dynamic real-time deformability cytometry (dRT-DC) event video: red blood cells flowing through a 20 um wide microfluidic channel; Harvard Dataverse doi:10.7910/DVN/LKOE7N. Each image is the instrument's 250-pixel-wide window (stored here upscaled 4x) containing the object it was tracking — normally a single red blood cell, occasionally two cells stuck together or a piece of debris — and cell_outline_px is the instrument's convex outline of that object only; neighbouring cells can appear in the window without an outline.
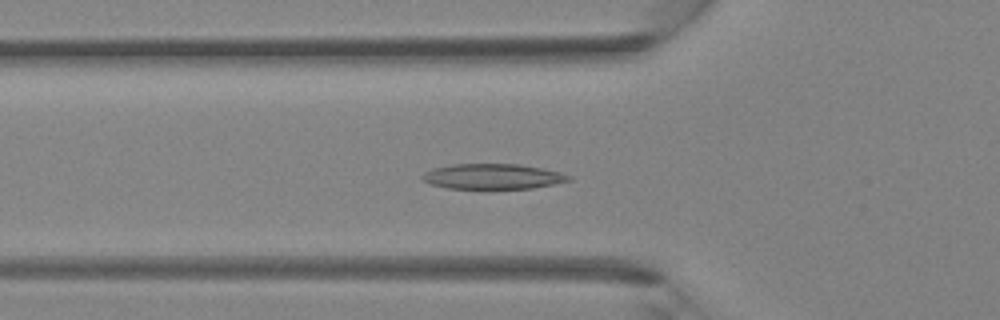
{"species": "Egyptian fruit bat (a non-hibernating species)", "species_latin": "Rousettus aegyptiacus", "temperature_condition": "room temperature", "stored_images_in_passage": 42, "camera_frame_rate_fps": 3000, "um_per_image_px": 0.085, "animal": {"sex": "female"}, "frame": {"image": 1, "passage_image": 14, "time_ms": 4.333, "image_size_px": [1000, 320], "cell_outline_px": [[572, 180], [532, 188], [480, 192], [448, 188], [432, 184], [420, 180], [420, 176], [424, 172], [432, 168], [452, 164], [520, 164], [560, 172], [572, 176]], "centroid_in_image_um": [41.82, 15.05], "position_along_channel_um": 84.0, "area_um2": 22.72}}
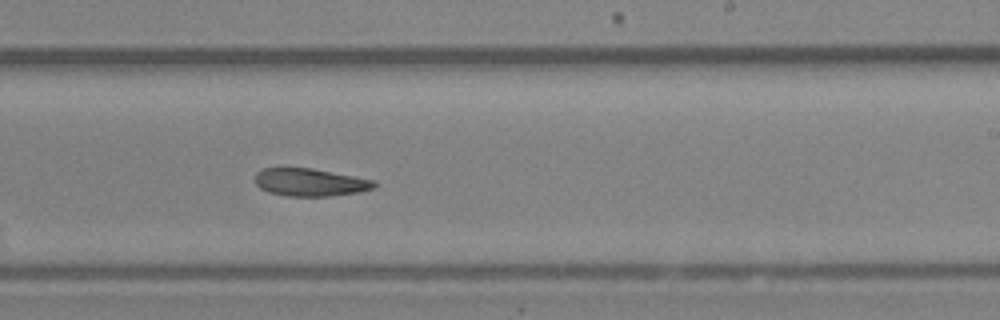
{"frame": {"image": 2, "passage_image": 25, "time_ms": 8.0, "image_size_px": [1000, 320], "cell_outline_px": [[376, 188], [360, 192], [332, 196], [288, 196], [268, 192], [260, 188], [256, 184], [256, 172], [264, 168], [312, 168], [376, 180]], "centroid_in_image_um": [26.4, 15.5], "position_along_channel_um": 262.6, "area_um2": 19.36}}
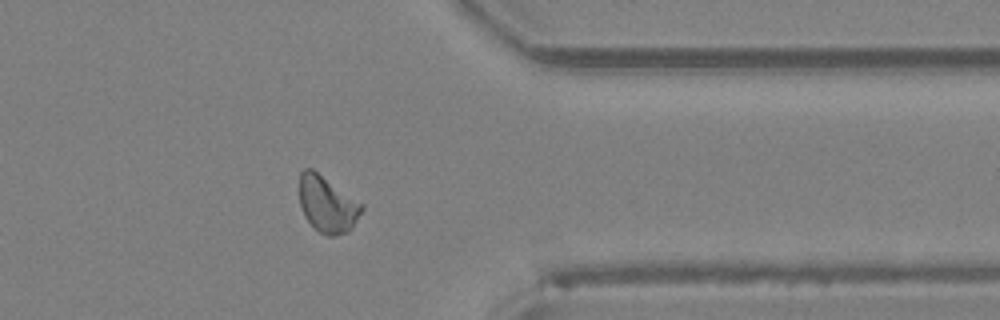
{"frame": {"image": 3, "passage_image": 33, "time_ms": 10.667, "image_size_px": [1000, 320], "cell_outline_px": [[364, 208], [352, 228], [348, 232], [332, 236], [328, 236], [320, 232], [304, 216], [300, 204], [300, 172], [304, 168], [312, 168], [364, 204]], "centroid_in_image_um": [27.84, 17.35], "position_along_channel_um": 383.6, "area_um2": 20.4}}